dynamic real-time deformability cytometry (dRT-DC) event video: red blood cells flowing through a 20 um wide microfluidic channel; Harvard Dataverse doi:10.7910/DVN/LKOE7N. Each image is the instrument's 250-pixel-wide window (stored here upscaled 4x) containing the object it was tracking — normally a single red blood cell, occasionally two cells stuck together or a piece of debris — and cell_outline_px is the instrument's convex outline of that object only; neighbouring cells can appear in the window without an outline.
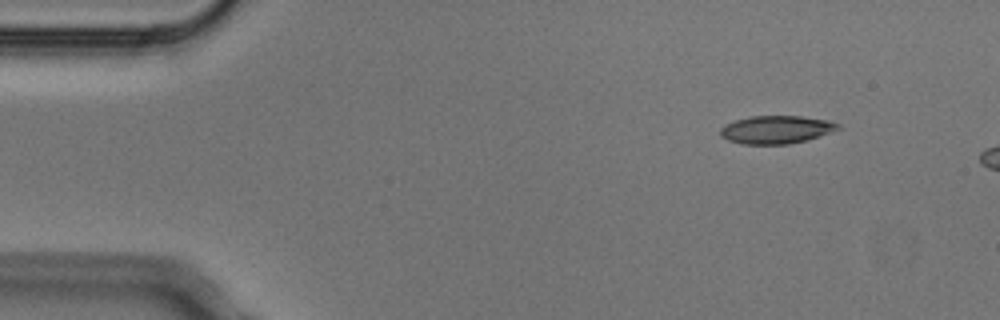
{"species": "Egyptian fruit bat (a non-hibernating species)", "species_latin": "Rousettus aegyptiacus", "temperature_condition": "cold", "stored_images_in_passage": 3, "camera_frame_rate_fps": 3000, "um_per_image_px": 0.085, "animal": {"sex": "male"}, "frame": {"image": 1, "passage_image": 1, "time_ms": 0.0, "image_size_px": [1000, 320], "cell_outline_px": [[840, 128], [808, 140], [788, 144], [744, 144], [728, 140], [720, 136], [720, 128], [736, 120], [752, 116], [800, 116], [828, 120], [840, 124]], "centroid_in_image_um": [65.98, 11.02], "position_along_channel_um": 19.0, "area_um2": 19.02}}